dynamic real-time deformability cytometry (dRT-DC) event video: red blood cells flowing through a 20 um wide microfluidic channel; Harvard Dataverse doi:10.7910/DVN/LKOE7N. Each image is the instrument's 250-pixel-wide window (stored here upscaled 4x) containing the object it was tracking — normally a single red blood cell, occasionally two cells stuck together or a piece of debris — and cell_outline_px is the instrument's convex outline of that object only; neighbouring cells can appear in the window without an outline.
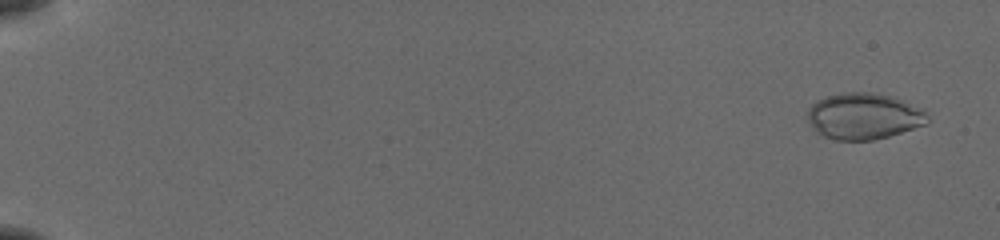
{"species": "common noctule bat (a hibernating species)", "species_latin": "Nyctalus noctula", "temperature_condition": "cold", "stored_images_in_passage": 53, "camera_frame_rate_fps": 3000, "um_per_image_px": 0.085, "animal": {"sex": "female", "body_mass_g": 19.5, "forearm_length_mm": 54.1}, "frame": {"image": 1, "passage_image": 2, "time_ms": 0.333, "image_size_px": [1000, 240], "cell_outline_px": [[928, 124], [888, 136], [872, 140], [836, 140], [820, 136], [812, 128], [808, 120], [808, 108], [816, 100], [828, 96], [844, 92], [868, 92], [896, 96], [924, 108], [928, 116]], "centroid_in_image_um": [73.44, 9.87], "position_along_channel_um": 11.6, "area_um2": 32.89}}
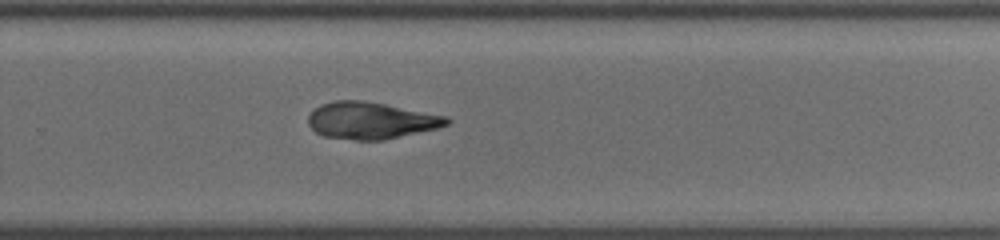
{"frame": {"image": 2, "passage_image": 37, "time_ms": 12.0, "image_size_px": [1000, 240], "cell_outline_px": [[452, 120], [448, 124], [436, 128], [384, 140], [356, 140], [324, 136], [316, 132], [308, 124], [308, 116], [320, 104], [332, 100], [364, 100], [448, 116]], "centroid_in_image_um": [31.52, 10.23], "position_along_channel_um": 298.3, "area_um2": 29.71}}
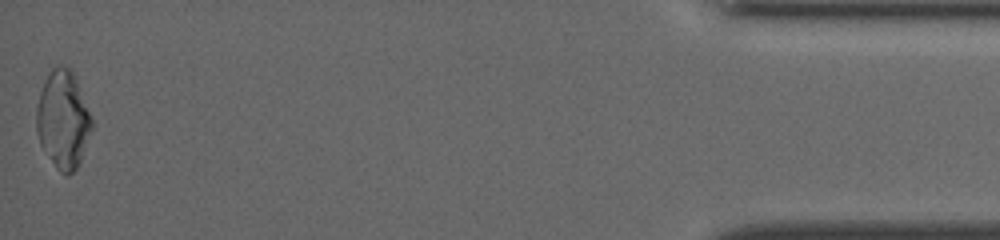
{"frame": {"image": 3, "passage_image": 53, "time_ms": 17.333, "image_size_px": [1000, 240], "cell_outline_px": [[92, 128], [80, 164], [68, 176], [64, 176], [56, 168], [40, 144], [36, 132], [36, 108], [40, 92], [44, 80], [52, 68], [56, 64], [60, 64], [72, 68], [92, 116]], "centroid_in_image_um": [5.36, 10.15], "position_along_channel_um": 429.8, "area_um2": 32.02}}